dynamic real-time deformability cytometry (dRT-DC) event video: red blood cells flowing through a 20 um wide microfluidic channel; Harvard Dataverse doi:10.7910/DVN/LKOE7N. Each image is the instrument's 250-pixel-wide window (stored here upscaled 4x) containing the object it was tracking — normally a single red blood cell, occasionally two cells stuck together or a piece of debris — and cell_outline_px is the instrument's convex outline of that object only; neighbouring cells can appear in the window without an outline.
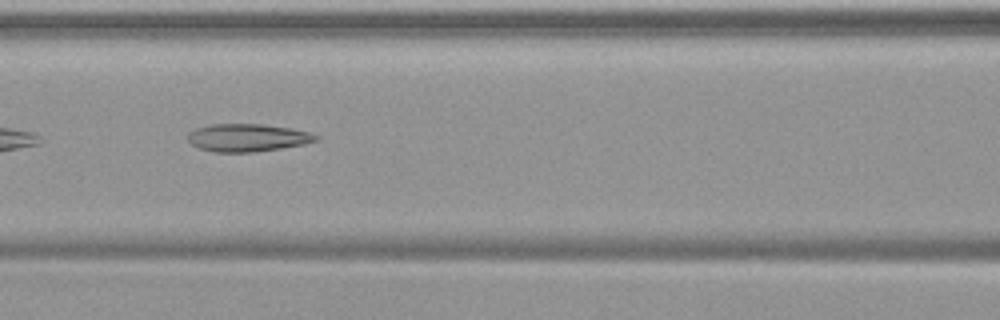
{"species": "common noctule bat (a hibernating species)", "species_latin": "Nyctalus noctula", "temperature_condition": "warm", "stored_images_in_passage": 36, "camera_frame_rate_fps": 3000, "um_per_image_px": 0.085, "animal": {"sex": "female", "body_mass_g": 19.9}, "frame": {"image": 1, "passage_image": 8, "time_ms": 2.333, "image_size_px": [1000, 320], "cell_outline_px": [[320, 140], [304, 144], [280, 148], [252, 152], [216, 152], [200, 148], [192, 144], [188, 140], [188, 132], [196, 128], [208, 124], [260, 124], [292, 128], [308, 132], [320, 136]], "centroid_in_image_um": [21.05, 11.69], "position_along_channel_um": 145.6, "area_um2": 20.69}}
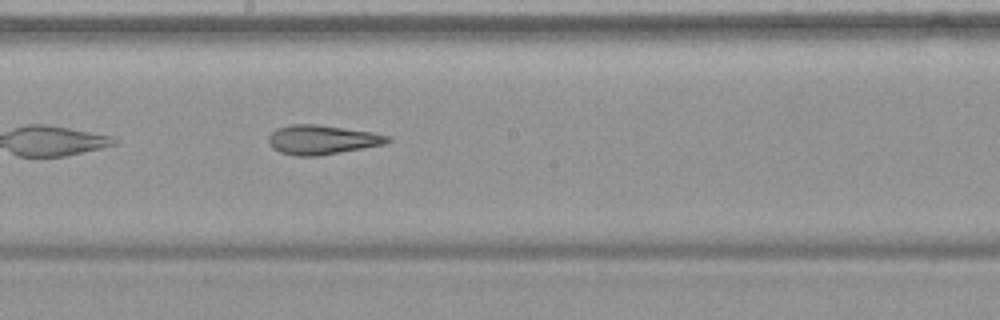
{"frame": {"image": 2, "passage_image": 14, "time_ms": 4.333, "image_size_px": [1000, 320], "cell_outline_px": [[392, 140], [384, 144], [320, 156], [296, 156], [280, 152], [272, 148], [268, 140], [268, 136], [276, 128], [292, 124], [316, 124], [372, 132], [392, 136]], "centroid_in_image_um": [27.37, 11.88], "position_along_channel_um": 220.8, "area_um2": 20.4}}
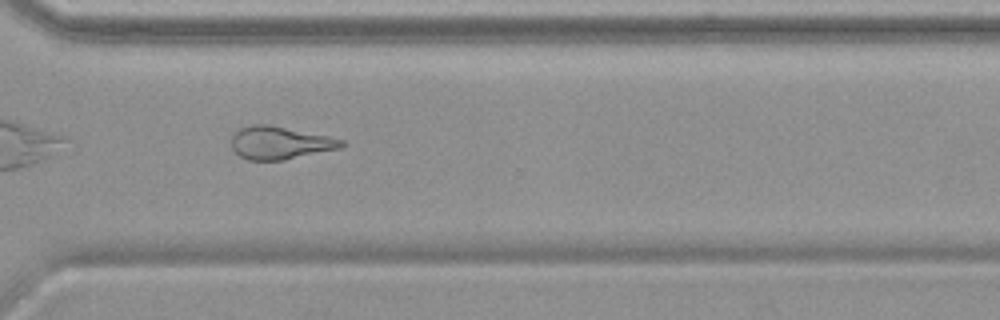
{"frame": {"image": 3, "passage_image": 24, "time_ms": 7.667, "image_size_px": [1000, 320], "cell_outline_px": [[348, 144], [340, 148], [284, 160], [248, 160], [240, 156], [232, 148], [232, 136], [236, 128], [252, 124], [268, 124], [328, 136], [344, 140]], "centroid_in_image_um": [23.78, 12.13], "position_along_channel_um": 346.8, "area_um2": 21.15}, "authors_computed_cell_mechanics": {"area_um2": 21.2415, "velocity_mm_per_s": 3.7837, "shape_relaxation_time_tau1_ms": null, "shape_relaxation_time_tau2_ms": 2.935, "deformation_change_tau1": null, "deformation_change_tau2": 0.1359}}